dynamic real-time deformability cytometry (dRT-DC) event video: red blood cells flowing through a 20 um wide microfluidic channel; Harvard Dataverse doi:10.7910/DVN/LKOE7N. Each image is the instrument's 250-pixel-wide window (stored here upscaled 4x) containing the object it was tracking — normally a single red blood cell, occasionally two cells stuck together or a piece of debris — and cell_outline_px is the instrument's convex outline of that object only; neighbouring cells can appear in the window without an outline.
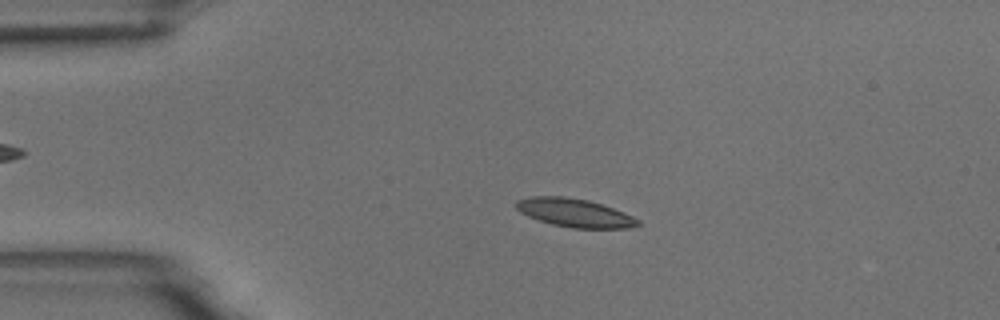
{"species": "common noctule bat (a hibernating species)", "species_latin": "Nyctalus noctula", "temperature_condition": "room temperature", "stored_images_in_passage": 56, "camera_frame_rate_fps": 3000, "um_per_image_px": 0.085, "animal": {"sex": "male", "body_mass_g": 18.8}, "frame": {"image": 1, "passage_image": 12, "time_ms": 3.667, "image_size_px": [1000, 320], "cell_outline_px": [[640, 224], [628, 228], [572, 228], [552, 224], [528, 216], [520, 212], [516, 208], [516, 200], [532, 196], [564, 196], [588, 200], [624, 212], [640, 220]], "centroid_in_image_um": [48.83, 18.08], "position_along_channel_um": 36.2, "area_um2": 20.0}}
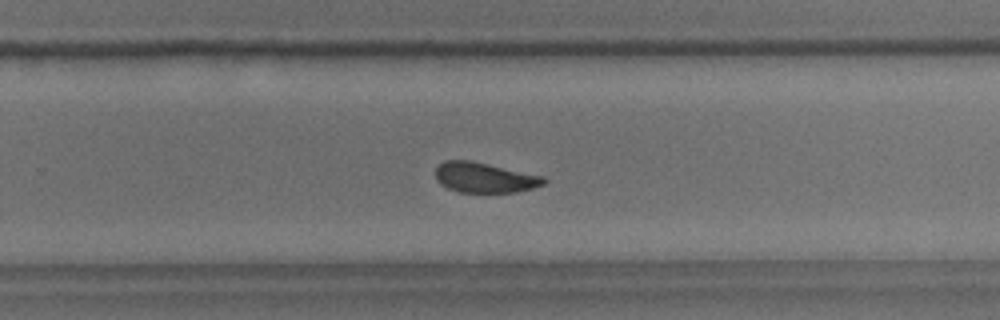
{"frame": {"image": 2, "passage_image": 36, "time_ms": 11.667, "image_size_px": [1000, 320], "cell_outline_px": [[548, 180], [544, 184], [532, 188], [516, 192], [460, 192], [448, 188], [440, 184], [436, 180], [436, 168], [444, 160], [472, 160], [544, 176]], "centroid_in_image_um": [41.19, 15.08], "position_along_channel_um": 288.6, "area_um2": 19.13}}
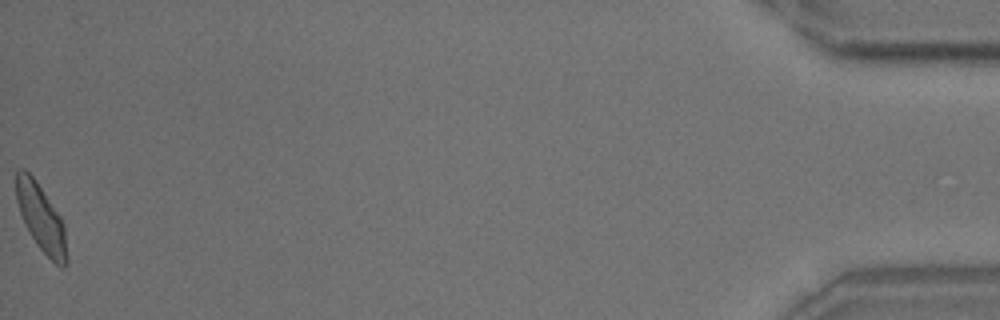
{"frame": {"image": 3, "passage_image": 56, "time_ms": 18.333, "image_size_px": [1000, 320], "cell_outline_px": [[68, 264], [64, 268], [56, 264], [36, 244], [24, 224], [16, 200], [16, 168], [24, 168], [36, 180], [60, 216], [64, 224], [68, 256]], "centroid_in_image_um": [3.5, 18.54], "position_along_channel_um": 431.7, "area_um2": 19.88}, "authors_computed_cell_mechanics": {"area_um2": 19.6231, "velocity_mm_per_s": 3.6246, "shape_relaxation_time_tau1_ms": 2.9113, "shape_relaxation_time_tau2_ms": 1.4464, "deformation_change_tau1": 0.1247, "deformation_change_tau2": 0.0733}}